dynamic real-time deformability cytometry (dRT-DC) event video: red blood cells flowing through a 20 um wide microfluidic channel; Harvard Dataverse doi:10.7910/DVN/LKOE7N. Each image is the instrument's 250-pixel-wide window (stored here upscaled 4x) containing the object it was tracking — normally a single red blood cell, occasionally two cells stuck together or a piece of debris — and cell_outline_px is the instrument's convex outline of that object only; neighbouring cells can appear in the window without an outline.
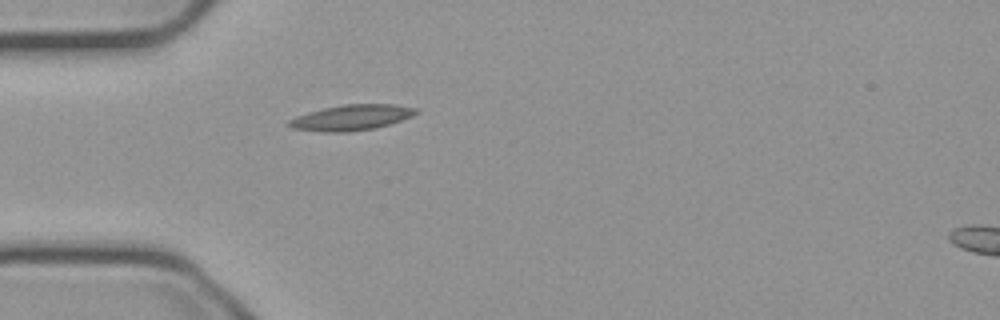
{"species": "common noctule bat (a hibernating species)", "species_latin": "Nyctalus noctula", "temperature_condition": "cold", "stored_images_in_passage": 40, "camera_frame_rate_fps": 3000, "um_per_image_px": 0.085, "animal": {"sex": "male", "body_mass_g": 23.1, "forearm_length_mm": 52.7}, "frame": {"image": 1, "passage_image": 1, "time_ms": 0.0, "image_size_px": [1000, 320], "cell_outline_px": [[420, 112], [412, 116], [376, 128], [348, 132], [324, 132], [292, 128], [288, 124], [288, 120], [296, 116], [308, 112], [324, 108], [344, 104], [392, 104], [416, 108]], "centroid_in_image_um": [29.87, 9.99], "position_along_channel_um": 55.1, "area_um2": 18.84}}
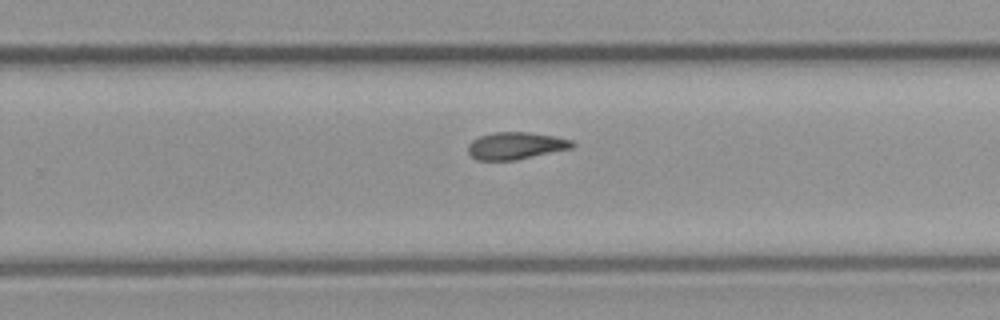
{"frame": {"image": 2, "passage_image": 20, "time_ms": 6.333, "image_size_px": [1000, 320], "cell_outline_px": [[576, 144], [572, 148], [516, 160], [476, 160], [468, 152], [468, 144], [472, 140], [480, 136], [492, 132], [528, 132], [556, 136], [572, 140]], "centroid_in_image_um": [43.85, 12.38], "position_along_channel_um": 286.0, "area_um2": 16.59}}
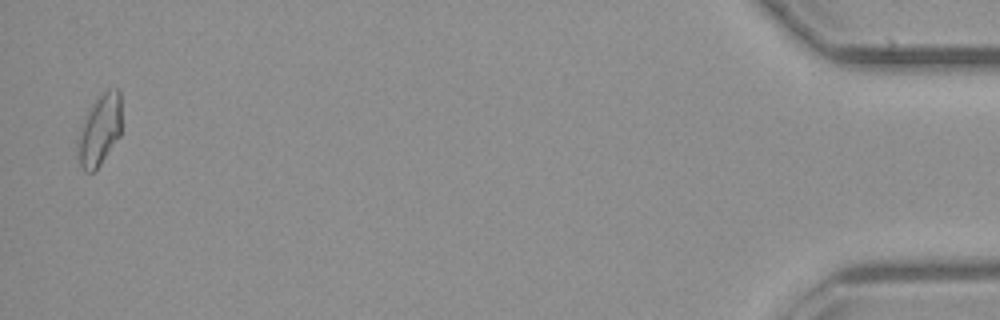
{"frame": {"image": 3, "passage_image": 39, "time_ms": 12.667, "image_size_px": [1000, 320], "cell_outline_px": [[120, 136], [100, 164], [92, 172], [84, 172], [80, 164], [76, 148], [76, 140], [80, 124], [96, 96], [108, 88], [120, 88]], "centroid_in_image_um": [8.43, 11.01], "position_along_channel_um": 426.8, "area_um2": 18.55}, "authors_computed_cell_mechanics": {"area_um2": 16.6753, "velocity_mm_per_s": 3.728, "shape_relaxation_time_tau1_ms": null, "shape_relaxation_time_tau2_ms": 6.8057, "deformation_change_tau1": null, "deformation_change_tau2": 0.1471}}